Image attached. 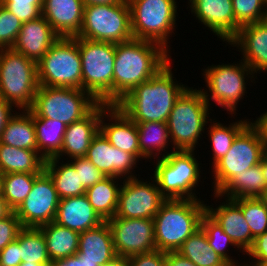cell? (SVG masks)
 I'll list each match as a JSON object with an SVG mask.
<instances>
[{
    "instance_id": "1",
    "label": "cell",
    "mask_w": 267,
    "mask_h": 266,
    "mask_svg": "<svg viewBox=\"0 0 267 266\" xmlns=\"http://www.w3.org/2000/svg\"><path fill=\"white\" fill-rule=\"evenodd\" d=\"M161 45L131 39L116 44L113 72V105H117L136 86L154 77L170 62Z\"/></svg>"
},
{
    "instance_id": "2",
    "label": "cell",
    "mask_w": 267,
    "mask_h": 266,
    "mask_svg": "<svg viewBox=\"0 0 267 266\" xmlns=\"http://www.w3.org/2000/svg\"><path fill=\"white\" fill-rule=\"evenodd\" d=\"M171 63L154 77L136 86L116 105L132 121L167 122L176 100L188 88L174 78Z\"/></svg>"
},
{
    "instance_id": "3",
    "label": "cell",
    "mask_w": 267,
    "mask_h": 266,
    "mask_svg": "<svg viewBox=\"0 0 267 266\" xmlns=\"http://www.w3.org/2000/svg\"><path fill=\"white\" fill-rule=\"evenodd\" d=\"M206 212L203 200L166 199L153 218L155 246L162 252H176L200 228Z\"/></svg>"
},
{
    "instance_id": "4",
    "label": "cell",
    "mask_w": 267,
    "mask_h": 266,
    "mask_svg": "<svg viewBox=\"0 0 267 266\" xmlns=\"http://www.w3.org/2000/svg\"><path fill=\"white\" fill-rule=\"evenodd\" d=\"M212 110L206 102L201 88L188 87L176 100L171 110L167 127L172 150L194 151L201 136L205 133L209 112ZM203 133V134H202ZM200 138V139H199Z\"/></svg>"
},
{
    "instance_id": "5",
    "label": "cell",
    "mask_w": 267,
    "mask_h": 266,
    "mask_svg": "<svg viewBox=\"0 0 267 266\" xmlns=\"http://www.w3.org/2000/svg\"><path fill=\"white\" fill-rule=\"evenodd\" d=\"M82 63V90L98 103L113 105V72L116 44L78 37Z\"/></svg>"
},
{
    "instance_id": "6",
    "label": "cell",
    "mask_w": 267,
    "mask_h": 266,
    "mask_svg": "<svg viewBox=\"0 0 267 266\" xmlns=\"http://www.w3.org/2000/svg\"><path fill=\"white\" fill-rule=\"evenodd\" d=\"M164 158H156L153 177L165 199H194L196 187L201 179L196 151L172 150ZM195 188V189H194Z\"/></svg>"
},
{
    "instance_id": "7",
    "label": "cell",
    "mask_w": 267,
    "mask_h": 266,
    "mask_svg": "<svg viewBox=\"0 0 267 266\" xmlns=\"http://www.w3.org/2000/svg\"><path fill=\"white\" fill-rule=\"evenodd\" d=\"M37 63L13 50L0 49V97L20 109H29L38 90Z\"/></svg>"
},
{
    "instance_id": "8",
    "label": "cell",
    "mask_w": 267,
    "mask_h": 266,
    "mask_svg": "<svg viewBox=\"0 0 267 266\" xmlns=\"http://www.w3.org/2000/svg\"><path fill=\"white\" fill-rule=\"evenodd\" d=\"M127 1L133 38L157 43L171 53L168 43L176 30L177 0Z\"/></svg>"
},
{
    "instance_id": "9",
    "label": "cell",
    "mask_w": 267,
    "mask_h": 266,
    "mask_svg": "<svg viewBox=\"0 0 267 266\" xmlns=\"http://www.w3.org/2000/svg\"><path fill=\"white\" fill-rule=\"evenodd\" d=\"M239 62L211 65L202 71L208 88H205L207 91L204 88L201 89L206 102L210 106L212 105L210 100L214 101L218 106L229 111L228 114L231 116L237 114L236 105L244 98L245 93L247 94V81L250 79L252 83H256L255 78L257 79L256 74L242 59Z\"/></svg>"
},
{
    "instance_id": "10",
    "label": "cell",
    "mask_w": 267,
    "mask_h": 266,
    "mask_svg": "<svg viewBox=\"0 0 267 266\" xmlns=\"http://www.w3.org/2000/svg\"><path fill=\"white\" fill-rule=\"evenodd\" d=\"M39 86L82 89L78 37H60L37 63Z\"/></svg>"
},
{
    "instance_id": "11",
    "label": "cell",
    "mask_w": 267,
    "mask_h": 266,
    "mask_svg": "<svg viewBox=\"0 0 267 266\" xmlns=\"http://www.w3.org/2000/svg\"><path fill=\"white\" fill-rule=\"evenodd\" d=\"M97 104L82 89L39 86L28 110L38 118L58 120L68 126L85 117Z\"/></svg>"
},
{
    "instance_id": "12",
    "label": "cell",
    "mask_w": 267,
    "mask_h": 266,
    "mask_svg": "<svg viewBox=\"0 0 267 266\" xmlns=\"http://www.w3.org/2000/svg\"><path fill=\"white\" fill-rule=\"evenodd\" d=\"M75 37L115 44L133 39L128 1L86 5L80 32Z\"/></svg>"
},
{
    "instance_id": "13",
    "label": "cell",
    "mask_w": 267,
    "mask_h": 266,
    "mask_svg": "<svg viewBox=\"0 0 267 266\" xmlns=\"http://www.w3.org/2000/svg\"><path fill=\"white\" fill-rule=\"evenodd\" d=\"M265 151L260 129L251 122L236 136L228 153L213 165L212 185L217 193L234 175L260 163Z\"/></svg>"
},
{
    "instance_id": "14",
    "label": "cell",
    "mask_w": 267,
    "mask_h": 266,
    "mask_svg": "<svg viewBox=\"0 0 267 266\" xmlns=\"http://www.w3.org/2000/svg\"><path fill=\"white\" fill-rule=\"evenodd\" d=\"M139 178L138 176L121 181L118 205L113 218L153 219L158 213L166 199L162 196L156 180L152 175L149 177L152 182H144V179Z\"/></svg>"
},
{
    "instance_id": "15",
    "label": "cell",
    "mask_w": 267,
    "mask_h": 266,
    "mask_svg": "<svg viewBox=\"0 0 267 266\" xmlns=\"http://www.w3.org/2000/svg\"><path fill=\"white\" fill-rule=\"evenodd\" d=\"M107 223L118 259H127L156 249L153 219L111 218Z\"/></svg>"
},
{
    "instance_id": "16",
    "label": "cell",
    "mask_w": 267,
    "mask_h": 266,
    "mask_svg": "<svg viewBox=\"0 0 267 266\" xmlns=\"http://www.w3.org/2000/svg\"><path fill=\"white\" fill-rule=\"evenodd\" d=\"M60 198L50 176L43 171L22 204L14 211L22 227L38 228L53 222Z\"/></svg>"
},
{
    "instance_id": "17",
    "label": "cell",
    "mask_w": 267,
    "mask_h": 266,
    "mask_svg": "<svg viewBox=\"0 0 267 266\" xmlns=\"http://www.w3.org/2000/svg\"><path fill=\"white\" fill-rule=\"evenodd\" d=\"M86 158L105 176L122 179L137 177L133 171L139 161L131 153L111 145L101 131L92 139Z\"/></svg>"
},
{
    "instance_id": "18",
    "label": "cell",
    "mask_w": 267,
    "mask_h": 266,
    "mask_svg": "<svg viewBox=\"0 0 267 266\" xmlns=\"http://www.w3.org/2000/svg\"><path fill=\"white\" fill-rule=\"evenodd\" d=\"M188 5L196 20L226 44L241 27L235 20L232 0H189Z\"/></svg>"
},
{
    "instance_id": "19",
    "label": "cell",
    "mask_w": 267,
    "mask_h": 266,
    "mask_svg": "<svg viewBox=\"0 0 267 266\" xmlns=\"http://www.w3.org/2000/svg\"><path fill=\"white\" fill-rule=\"evenodd\" d=\"M109 106L98 103L85 117L68 125L61 151L56 158L61 161L63 156L67 160L86 157L92 139L100 131L101 115Z\"/></svg>"
},
{
    "instance_id": "20",
    "label": "cell",
    "mask_w": 267,
    "mask_h": 266,
    "mask_svg": "<svg viewBox=\"0 0 267 266\" xmlns=\"http://www.w3.org/2000/svg\"><path fill=\"white\" fill-rule=\"evenodd\" d=\"M109 123H105L106 119ZM100 131L109 143L120 150L131 153L140 160L138 129L118 106L110 105L101 115Z\"/></svg>"
},
{
    "instance_id": "21",
    "label": "cell",
    "mask_w": 267,
    "mask_h": 266,
    "mask_svg": "<svg viewBox=\"0 0 267 266\" xmlns=\"http://www.w3.org/2000/svg\"><path fill=\"white\" fill-rule=\"evenodd\" d=\"M228 44L240 50L242 60L256 75L267 72V26L262 21L241 26Z\"/></svg>"
},
{
    "instance_id": "22",
    "label": "cell",
    "mask_w": 267,
    "mask_h": 266,
    "mask_svg": "<svg viewBox=\"0 0 267 266\" xmlns=\"http://www.w3.org/2000/svg\"><path fill=\"white\" fill-rule=\"evenodd\" d=\"M59 38L47 20L40 16L22 24L12 49L38 63Z\"/></svg>"
},
{
    "instance_id": "23",
    "label": "cell",
    "mask_w": 267,
    "mask_h": 266,
    "mask_svg": "<svg viewBox=\"0 0 267 266\" xmlns=\"http://www.w3.org/2000/svg\"><path fill=\"white\" fill-rule=\"evenodd\" d=\"M225 201L216 207L206 204V212L222 227L223 231L232 239L242 255L251 248L254 239L241 208L232 200ZM245 252V253H244Z\"/></svg>"
},
{
    "instance_id": "24",
    "label": "cell",
    "mask_w": 267,
    "mask_h": 266,
    "mask_svg": "<svg viewBox=\"0 0 267 266\" xmlns=\"http://www.w3.org/2000/svg\"><path fill=\"white\" fill-rule=\"evenodd\" d=\"M83 0H44L42 16L60 37L79 34L84 14Z\"/></svg>"
},
{
    "instance_id": "25",
    "label": "cell",
    "mask_w": 267,
    "mask_h": 266,
    "mask_svg": "<svg viewBox=\"0 0 267 266\" xmlns=\"http://www.w3.org/2000/svg\"><path fill=\"white\" fill-rule=\"evenodd\" d=\"M76 254L83 260L97 263L99 266H108L118 259L107 221L80 233Z\"/></svg>"
},
{
    "instance_id": "26",
    "label": "cell",
    "mask_w": 267,
    "mask_h": 266,
    "mask_svg": "<svg viewBox=\"0 0 267 266\" xmlns=\"http://www.w3.org/2000/svg\"><path fill=\"white\" fill-rule=\"evenodd\" d=\"M58 225L82 233L104 221L94 211L86 195L60 199L54 219Z\"/></svg>"
},
{
    "instance_id": "27",
    "label": "cell",
    "mask_w": 267,
    "mask_h": 266,
    "mask_svg": "<svg viewBox=\"0 0 267 266\" xmlns=\"http://www.w3.org/2000/svg\"><path fill=\"white\" fill-rule=\"evenodd\" d=\"M0 144L38 151L33 114L28 109L15 111L8 119L0 133Z\"/></svg>"
},
{
    "instance_id": "28",
    "label": "cell",
    "mask_w": 267,
    "mask_h": 266,
    "mask_svg": "<svg viewBox=\"0 0 267 266\" xmlns=\"http://www.w3.org/2000/svg\"><path fill=\"white\" fill-rule=\"evenodd\" d=\"M138 129L140 159L166 157L171 140L167 122H135ZM167 149V150H166ZM164 152V153H163ZM160 155V156H159Z\"/></svg>"
},
{
    "instance_id": "29",
    "label": "cell",
    "mask_w": 267,
    "mask_h": 266,
    "mask_svg": "<svg viewBox=\"0 0 267 266\" xmlns=\"http://www.w3.org/2000/svg\"><path fill=\"white\" fill-rule=\"evenodd\" d=\"M266 188L262 174L261 161L259 164L245 170L240 175H234L217 193L214 198L227 199L258 198Z\"/></svg>"
},
{
    "instance_id": "30",
    "label": "cell",
    "mask_w": 267,
    "mask_h": 266,
    "mask_svg": "<svg viewBox=\"0 0 267 266\" xmlns=\"http://www.w3.org/2000/svg\"><path fill=\"white\" fill-rule=\"evenodd\" d=\"M45 159L38 151L0 144V174L30 173L41 174Z\"/></svg>"
},
{
    "instance_id": "31",
    "label": "cell",
    "mask_w": 267,
    "mask_h": 266,
    "mask_svg": "<svg viewBox=\"0 0 267 266\" xmlns=\"http://www.w3.org/2000/svg\"><path fill=\"white\" fill-rule=\"evenodd\" d=\"M44 171L52 179L60 199L85 195L86 188L80 182L79 173L69 161L59 162L56 157L47 159Z\"/></svg>"
},
{
    "instance_id": "32",
    "label": "cell",
    "mask_w": 267,
    "mask_h": 266,
    "mask_svg": "<svg viewBox=\"0 0 267 266\" xmlns=\"http://www.w3.org/2000/svg\"><path fill=\"white\" fill-rule=\"evenodd\" d=\"M119 180L123 181L122 178L106 176L95 185L86 189L85 195L89 203L103 221H107L115 216L121 188V185L118 183Z\"/></svg>"
},
{
    "instance_id": "33",
    "label": "cell",
    "mask_w": 267,
    "mask_h": 266,
    "mask_svg": "<svg viewBox=\"0 0 267 266\" xmlns=\"http://www.w3.org/2000/svg\"><path fill=\"white\" fill-rule=\"evenodd\" d=\"M44 236L51 261L73 256L79 247L80 233L50 222L38 227Z\"/></svg>"
},
{
    "instance_id": "34",
    "label": "cell",
    "mask_w": 267,
    "mask_h": 266,
    "mask_svg": "<svg viewBox=\"0 0 267 266\" xmlns=\"http://www.w3.org/2000/svg\"><path fill=\"white\" fill-rule=\"evenodd\" d=\"M39 154L45 159L56 157L63 144L67 125L58 120L38 118L33 115Z\"/></svg>"
},
{
    "instance_id": "35",
    "label": "cell",
    "mask_w": 267,
    "mask_h": 266,
    "mask_svg": "<svg viewBox=\"0 0 267 266\" xmlns=\"http://www.w3.org/2000/svg\"><path fill=\"white\" fill-rule=\"evenodd\" d=\"M177 252L197 266H230L208 244L201 227L183 242Z\"/></svg>"
},
{
    "instance_id": "36",
    "label": "cell",
    "mask_w": 267,
    "mask_h": 266,
    "mask_svg": "<svg viewBox=\"0 0 267 266\" xmlns=\"http://www.w3.org/2000/svg\"><path fill=\"white\" fill-rule=\"evenodd\" d=\"M214 120L211 119L209 127H206V130L209 129L207 137H209L212 144V166L228 153L236 136L251 122L250 119L243 118V120H237L227 126L220 123V121L217 122V119L216 121Z\"/></svg>"
},
{
    "instance_id": "37",
    "label": "cell",
    "mask_w": 267,
    "mask_h": 266,
    "mask_svg": "<svg viewBox=\"0 0 267 266\" xmlns=\"http://www.w3.org/2000/svg\"><path fill=\"white\" fill-rule=\"evenodd\" d=\"M16 239L20 242L22 262H36L50 266L51 260L47 252V245L39 228L23 227Z\"/></svg>"
},
{
    "instance_id": "38",
    "label": "cell",
    "mask_w": 267,
    "mask_h": 266,
    "mask_svg": "<svg viewBox=\"0 0 267 266\" xmlns=\"http://www.w3.org/2000/svg\"><path fill=\"white\" fill-rule=\"evenodd\" d=\"M40 174L8 173L2 176V196L8 207L15 211L31 191L34 180Z\"/></svg>"
},
{
    "instance_id": "39",
    "label": "cell",
    "mask_w": 267,
    "mask_h": 266,
    "mask_svg": "<svg viewBox=\"0 0 267 266\" xmlns=\"http://www.w3.org/2000/svg\"><path fill=\"white\" fill-rule=\"evenodd\" d=\"M200 227L206 234L208 244L219 254L230 266H244L245 261L238 260L229 255L227 247L236 245L232 239L223 231L222 227L207 212L202 215ZM227 249V250H226Z\"/></svg>"
},
{
    "instance_id": "40",
    "label": "cell",
    "mask_w": 267,
    "mask_h": 266,
    "mask_svg": "<svg viewBox=\"0 0 267 266\" xmlns=\"http://www.w3.org/2000/svg\"><path fill=\"white\" fill-rule=\"evenodd\" d=\"M232 200L241 208L253 239L267 231V207L259 198Z\"/></svg>"
},
{
    "instance_id": "41",
    "label": "cell",
    "mask_w": 267,
    "mask_h": 266,
    "mask_svg": "<svg viewBox=\"0 0 267 266\" xmlns=\"http://www.w3.org/2000/svg\"><path fill=\"white\" fill-rule=\"evenodd\" d=\"M235 20L240 26L263 20L266 0H232Z\"/></svg>"
},
{
    "instance_id": "42",
    "label": "cell",
    "mask_w": 267,
    "mask_h": 266,
    "mask_svg": "<svg viewBox=\"0 0 267 266\" xmlns=\"http://www.w3.org/2000/svg\"><path fill=\"white\" fill-rule=\"evenodd\" d=\"M44 0H0V5L25 23L42 16Z\"/></svg>"
},
{
    "instance_id": "43",
    "label": "cell",
    "mask_w": 267,
    "mask_h": 266,
    "mask_svg": "<svg viewBox=\"0 0 267 266\" xmlns=\"http://www.w3.org/2000/svg\"><path fill=\"white\" fill-rule=\"evenodd\" d=\"M22 24L13 13L0 5V49L12 48Z\"/></svg>"
},
{
    "instance_id": "44",
    "label": "cell",
    "mask_w": 267,
    "mask_h": 266,
    "mask_svg": "<svg viewBox=\"0 0 267 266\" xmlns=\"http://www.w3.org/2000/svg\"><path fill=\"white\" fill-rule=\"evenodd\" d=\"M79 173L80 182L87 189L106 176L95 167L86 157L68 160Z\"/></svg>"
},
{
    "instance_id": "45",
    "label": "cell",
    "mask_w": 267,
    "mask_h": 266,
    "mask_svg": "<svg viewBox=\"0 0 267 266\" xmlns=\"http://www.w3.org/2000/svg\"><path fill=\"white\" fill-rule=\"evenodd\" d=\"M22 228L20 220L14 211L0 220V251L16 240Z\"/></svg>"
},
{
    "instance_id": "46",
    "label": "cell",
    "mask_w": 267,
    "mask_h": 266,
    "mask_svg": "<svg viewBox=\"0 0 267 266\" xmlns=\"http://www.w3.org/2000/svg\"><path fill=\"white\" fill-rule=\"evenodd\" d=\"M246 254L252 260L244 266H263L267 262V231L254 239Z\"/></svg>"
},
{
    "instance_id": "47",
    "label": "cell",
    "mask_w": 267,
    "mask_h": 266,
    "mask_svg": "<svg viewBox=\"0 0 267 266\" xmlns=\"http://www.w3.org/2000/svg\"><path fill=\"white\" fill-rule=\"evenodd\" d=\"M128 266H166L165 252L154 251L130 256L126 259Z\"/></svg>"
},
{
    "instance_id": "48",
    "label": "cell",
    "mask_w": 267,
    "mask_h": 266,
    "mask_svg": "<svg viewBox=\"0 0 267 266\" xmlns=\"http://www.w3.org/2000/svg\"><path fill=\"white\" fill-rule=\"evenodd\" d=\"M21 263L20 242L16 239L0 251V266H19Z\"/></svg>"
},
{
    "instance_id": "49",
    "label": "cell",
    "mask_w": 267,
    "mask_h": 266,
    "mask_svg": "<svg viewBox=\"0 0 267 266\" xmlns=\"http://www.w3.org/2000/svg\"><path fill=\"white\" fill-rule=\"evenodd\" d=\"M50 266H99L97 263L83 260L77 254L51 261Z\"/></svg>"
},
{
    "instance_id": "50",
    "label": "cell",
    "mask_w": 267,
    "mask_h": 266,
    "mask_svg": "<svg viewBox=\"0 0 267 266\" xmlns=\"http://www.w3.org/2000/svg\"><path fill=\"white\" fill-rule=\"evenodd\" d=\"M166 266H197L188 258L183 257L177 251L165 253Z\"/></svg>"
},
{
    "instance_id": "51",
    "label": "cell",
    "mask_w": 267,
    "mask_h": 266,
    "mask_svg": "<svg viewBox=\"0 0 267 266\" xmlns=\"http://www.w3.org/2000/svg\"><path fill=\"white\" fill-rule=\"evenodd\" d=\"M14 108V109H13ZM15 107L0 97V133L4 129L8 119L14 114Z\"/></svg>"
},
{
    "instance_id": "52",
    "label": "cell",
    "mask_w": 267,
    "mask_h": 266,
    "mask_svg": "<svg viewBox=\"0 0 267 266\" xmlns=\"http://www.w3.org/2000/svg\"><path fill=\"white\" fill-rule=\"evenodd\" d=\"M252 122L260 129L265 149H267V111L260 114V117L258 116L256 120H253Z\"/></svg>"
},
{
    "instance_id": "53",
    "label": "cell",
    "mask_w": 267,
    "mask_h": 266,
    "mask_svg": "<svg viewBox=\"0 0 267 266\" xmlns=\"http://www.w3.org/2000/svg\"><path fill=\"white\" fill-rule=\"evenodd\" d=\"M12 212V210L8 207L6 200L3 198V196H0V220L7 215H9Z\"/></svg>"
},
{
    "instance_id": "54",
    "label": "cell",
    "mask_w": 267,
    "mask_h": 266,
    "mask_svg": "<svg viewBox=\"0 0 267 266\" xmlns=\"http://www.w3.org/2000/svg\"><path fill=\"white\" fill-rule=\"evenodd\" d=\"M120 0H83L86 5H98V4H115Z\"/></svg>"
},
{
    "instance_id": "55",
    "label": "cell",
    "mask_w": 267,
    "mask_h": 266,
    "mask_svg": "<svg viewBox=\"0 0 267 266\" xmlns=\"http://www.w3.org/2000/svg\"><path fill=\"white\" fill-rule=\"evenodd\" d=\"M261 168H262V174L266 181V187H267V149H265L264 154L261 158Z\"/></svg>"
},
{
    "instance_id": "56",
    "label": "cell",
    "mask_w": 267,
    "mask_h": 266,
    "mask_svg": "<svg viewBox=\"0 0 267 266\" xmlns=\"http://www.w3.org/2000/svg\"><path fill=\"white\" fill-rule=\"evenodd\" d=\"M108 266H128V265H127L126 259H117L114 263Z\"/></svg>"
},
{
    "instance_id": "57",
    "label": "cell",
    "mask_w": 267,
    "mask_h": 266,
    "mask_svg": "<svg viewBox=\"0 0 267 266\" xmlns=\"http://www.w3.org/2000/svg\"><path fill=\"white\" fill-rule=\"evenodd\" d=\"M263 204L267 207V187L263 190V193L258 197Z\"/></svg>"
},
{
    "instance_id": "58",
    "label": "cell",
    "mask_w": 267,
    "mask_h": 266,
    "mask_svg": "<svg viewBox=\"0 0 267 266\" xmlns=\"http://www.w3.org/2000/svg\"><path fill=\"white\" fill-rule=\"evenodd\" d=\"M19 266H44L43 264L36 263V262H22Z\"/></svg>"
},
{
    "instance_id": "59",
    "label": "cell",
    "mask_w": 267,
    "mask_h": 266,
    "mask_svg": "<svg viewBox=\"0 0 267 266\" xmlns=\"http://www.w3.org/2000/svg\"><path fill=\"white\" fill-rule=\"evenodd\" d=\"M262 22L267 26V10H265Z\"/></svg>"
},
{
    "instance_id": "60",
    "label": "cell",
    "mask_w": 267,
    "mask_h": 266,
    "mask_svg": "<svg viewBox=\"0 0 267 266\" xmlns=\"http://www.w3.org/2000/svg\"><path fill=\"white\" fill-rule=\"evenodd\" d=\"M2 195V176L0 174V196Z\"/></svg>"
}]
</instances>
